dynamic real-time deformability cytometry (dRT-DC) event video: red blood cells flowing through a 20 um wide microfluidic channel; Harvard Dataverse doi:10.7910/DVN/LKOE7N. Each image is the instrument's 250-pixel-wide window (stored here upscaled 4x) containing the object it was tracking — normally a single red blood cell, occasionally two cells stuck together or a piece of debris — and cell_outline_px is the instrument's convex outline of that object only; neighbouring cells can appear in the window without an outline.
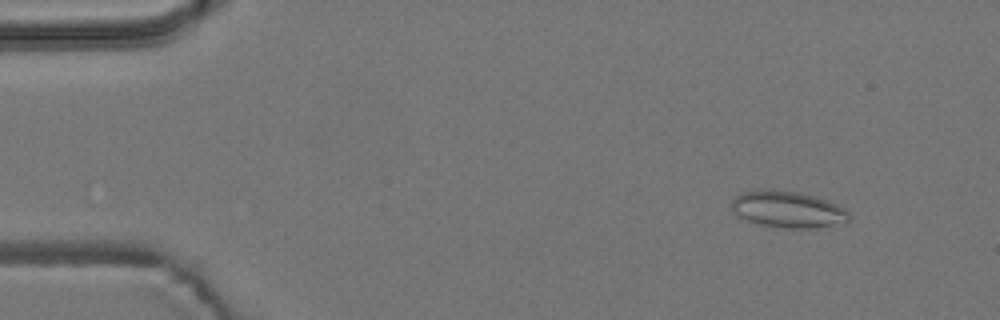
{"species": "common noctule bat (a hibernating species)", "species_latin": "Nyctalus noctula", "temperature_condition": "room temperature", "stored_images_in_passage": 4, "camera_frame_rate_fps": 3000, "um_per_image_px": 0.085, "animal": {"sex": "male", "body_mass_g": 19.2, "forearm_length_mm": 51.8}, "frame": {"image": 1, "passage_image": 2, "time_ms": 1.333, "image_size_px": [1000, 320], "cell_outline_px": [[852, 216], [848, 220], [816, 228], [784, 228], [760, 224], [748, 220], [740, 216], [732, 208], [732, 200], [740, 192], [772, 188], [800, 192], [816, 196], [836, 204], [844, 208]], "centroid_in_image_um": [66.96, 17.77], "position_along_channel_um": 18.0, "area_um2": 24.91}}